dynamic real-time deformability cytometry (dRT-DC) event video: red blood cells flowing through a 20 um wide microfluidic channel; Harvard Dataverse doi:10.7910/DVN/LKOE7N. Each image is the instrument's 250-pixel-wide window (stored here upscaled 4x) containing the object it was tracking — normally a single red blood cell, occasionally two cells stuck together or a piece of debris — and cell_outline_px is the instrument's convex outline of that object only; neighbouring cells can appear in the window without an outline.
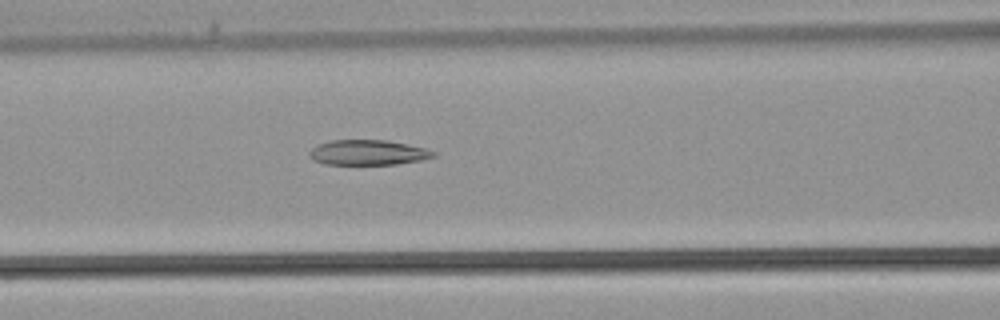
{"species": "common noctule bat (a hibernating species)", "species_latin": "Nyctalus noctula", "temperature_condition": "warm", "stored_images_in_passage": 23, "camera_frame_rate_fps": 3000, "um_per_image_px": 0.085, "animal": {"sex": "male", "body_mass_g": 21.5, "forearm_length_mm": 52.0}, "frame": {"image": 1, "passage_image": 6, "time_ms": 1.667, "image_size_px": [1000, 320], "cell_outline_px": [[436, 156], [420, 160], [396, 164], [324, 164], [312, 160], [308, 156], [308, 152], [316, 144], [332, 140], [388, 140], [408, 144], [424, 148], [436, 152]], "centroid_in_image_um": [31.23, 12.96], "position_along_channel_um": 135.4, "area_um2": 18.26}}
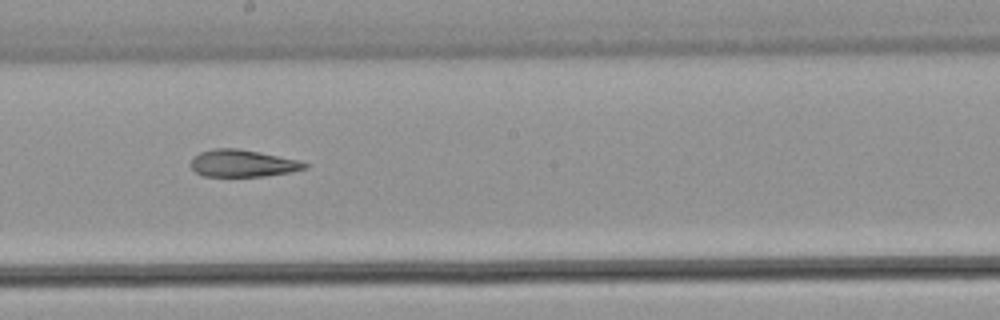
{"frame": {"image": 2, "passage_image": 11, "time_ms": 3.333, "image_size_px": [1000, 320], "cell_outline_px": [[308, 168], [292, 172], [264, 176], [204, 176], [196, 172], [192, 168], [192, 160], [200, 152], [216, 148], [236, 148], [260, 152], [300, 160], [308, 164]], "centroid_in_image_um": [20.69, 13.88], "position_along_channel_um": 227.5, "area_um2": 17.92}}
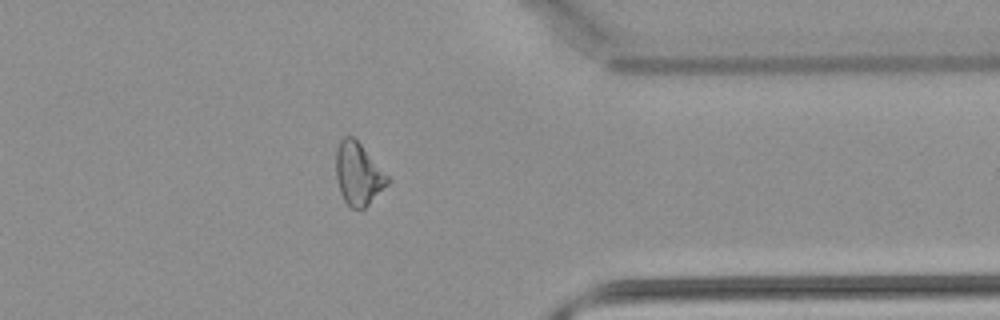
{"frame": {"image": 3, "passage_image": 20, "time_ms": 6.333, "image_size_px": [1000, 320], "cell_outline_px": [[392, 180], [364, 208], [352, 208], [344, 200], [340, 192], [336, 180], [336, 148], [340, 140], [344, 136], [352, 136], [360, 144]], "centroid_in_image_um": [30.44, 14.77], "position_along_channel_um": 381.0, "area_um2": 18.55}}